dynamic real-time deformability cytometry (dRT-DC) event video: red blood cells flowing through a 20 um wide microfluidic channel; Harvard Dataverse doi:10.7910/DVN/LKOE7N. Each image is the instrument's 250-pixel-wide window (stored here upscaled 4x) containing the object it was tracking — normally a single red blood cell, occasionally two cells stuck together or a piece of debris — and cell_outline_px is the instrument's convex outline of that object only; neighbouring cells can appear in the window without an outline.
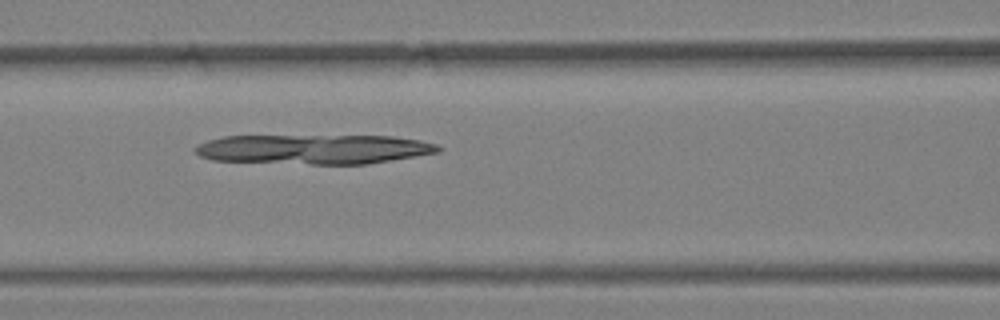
{"species": "Egyptian fruit bat (a non-hibernating species)", "species_latin": "Rousettus aegyptiacus", "temperature_condition": "warm", "stored_images_in_passage": 58, "camera_frame_rate_fps": 3000, "um_per_image_px": 0.085, "animal": {"sex": "female"}, "frame": {"image": 1, "passage_image": 26, "time_ms": 8.333, "image_size_px": [1000, 320], "cell_outline_px": [[440, 152], [368, 164], [312, 164], [212, 160], [200, 156], [192, 148], [208, 140], [224, 136], [392, 136], [420, 140], [436, 144], [440, 148]], "centroid_in_image_um": [26.68, 12.68], "position_along_channel_um": 139.9, "area_um2": 41.85}}
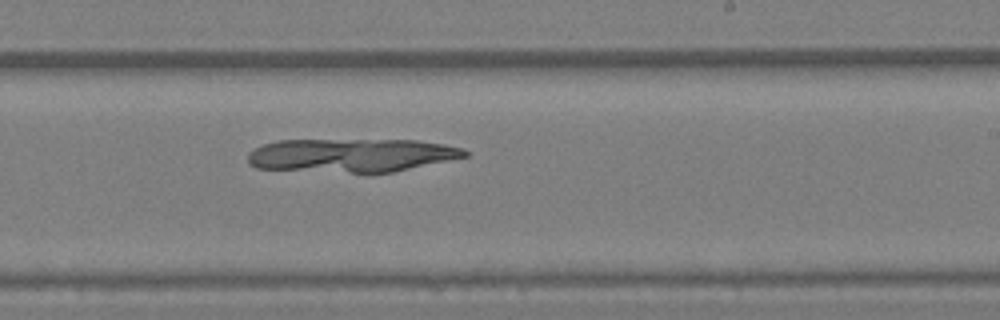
{"frame": {"image": 2, "passage_image": 36, "time_ms": 11.667, "image_size_px": [1000, 320], "cell_outline_px": [[468, 156], [392, 172], [348, 172], [256, 168], [248, 164], [248, 152], [264, 144], [276, 140], [416, 140], [444, 144], [464, 148], [468, 152]], "centroid_in_image_um": [29.87, 13.18], "position_along_channel_um": 259.1, "area_um2": 42.14}}